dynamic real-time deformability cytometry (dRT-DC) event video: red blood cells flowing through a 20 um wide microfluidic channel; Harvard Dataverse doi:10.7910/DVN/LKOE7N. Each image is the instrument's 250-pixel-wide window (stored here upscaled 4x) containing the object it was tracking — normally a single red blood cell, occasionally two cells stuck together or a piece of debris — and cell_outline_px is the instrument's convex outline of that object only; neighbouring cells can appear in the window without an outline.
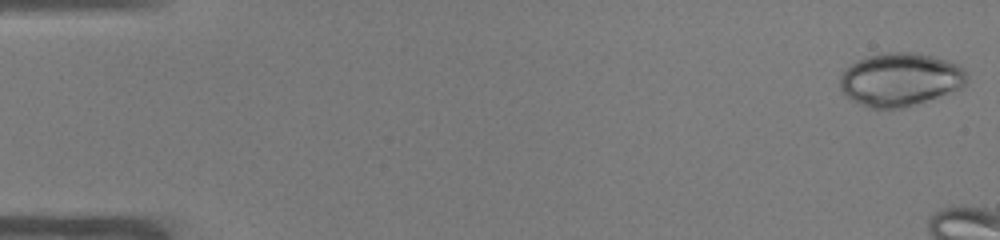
{"species": "common noctule bat (a hibernating species)", "species_latin": "Nyctalus noctula", "temperature_condition": "warm", "stored_images_in_passage": 8, "camera_frame_rate_fps": 3000, "um_per_image_px": 0.085, "animal": {"sex": "male", "body_mass_g": 19.0, "forearm_length_mm": 50.8}, "frame": {"image": 1, "passage_image": 1, "time_ms": 0.0, "image_size_px": [1000, 240], "cell_outline_px": [[968, 80], [960, 88], [900, 108], [868, 108], [852, 100], [840, 88], [840, 76], [844, 68], [868, 56], [888, 52], [912, 52], [932, 56], [956, 64], [964, 68], [968, 72]], "centroid_in_image_um": [76.5, 6.74], "position_along_channel_um": 8.5, "area_um2": 38.78}}